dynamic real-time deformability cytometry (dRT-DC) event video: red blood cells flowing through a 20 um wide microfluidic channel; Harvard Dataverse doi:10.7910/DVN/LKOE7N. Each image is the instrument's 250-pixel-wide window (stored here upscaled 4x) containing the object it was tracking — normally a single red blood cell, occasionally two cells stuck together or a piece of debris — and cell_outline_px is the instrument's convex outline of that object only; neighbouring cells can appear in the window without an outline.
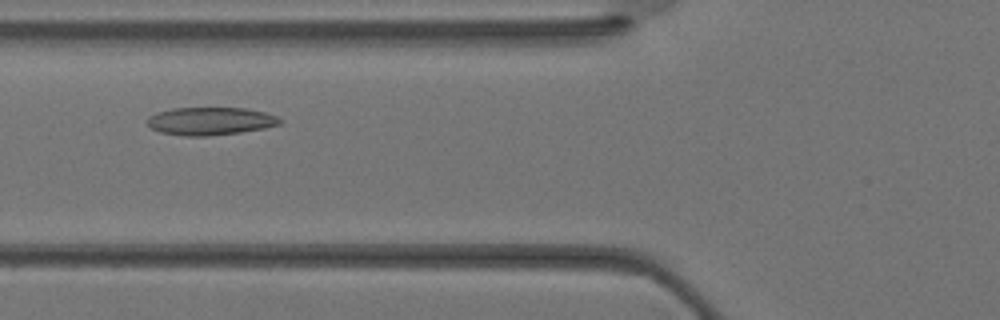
{"species": "Egyptian fruit bat (a non-hibernating species)", "species_latin": "Rousettus aegyptiacus", "temperature_condition": "warm", "stored_images_in_passage": 31, "camera_frame_rate_fps": 3000, "um_per_image_px": 0.085, "animal": {"sex": "female"}, "frame": {"image": 1, "passage_image": 9, "time_ms": 2.667, "image_size_px": [1000, 320], "cell_outline_px": [[280, 124], [264, 128], [240, 132], [208, 136], [184, 136], [160, 132], [152, 128], [148, 124], [148, 116], [156, 112], [172, 108], [244, 108], [264, 112], [276, 116], [280, 120]], "centroid_in_image_um": [17.84, 10.29], "position_along_channel_um": 108.0, "area_um2": 21.39}}
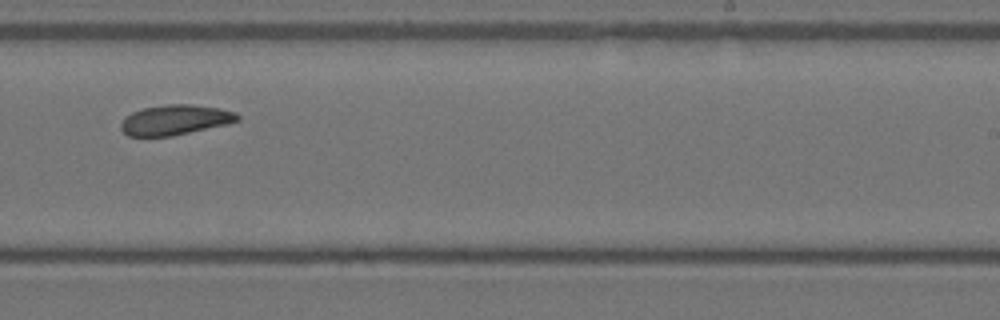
{"frame": {"image": 2, "passage_image": 18, "time_ms": 5.667, "image_size_px": [1000, 320], "cell_outline_px": [[240, 120], [224, 124], [172, 136], [128, 136], [120, 128], [120, 124], [124, 116], [132, 112], [144, 108], [164, 104], [192, 104], [220, 108], [236, 112], [240, 116]], "centroid_in_image_um": [14.85, 10.18], "position_along_channel_um": 274.1, "area_um2": 20.4}}
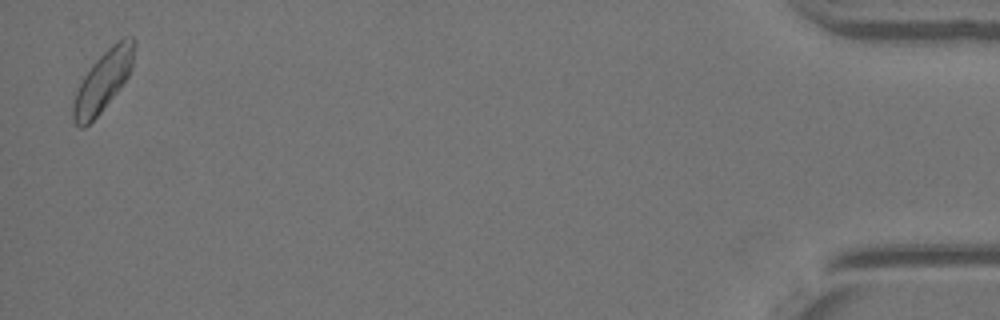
{"frame": {"image": 3, "passage_image": 31, "time_ms": 10.0, "image_size_px": [1000, 320], "cell_outline_px": [[136, 44], [132, 68], [128, 76], [120, 88], [100, 112], [84, 128], [80, 128], [72, 120], [72, 104], [76, 92], [84, 76], [92, 64], [116, 40], [124, 36], [132, 36], [136, 40]], "centroid_in_image_um": [8.78, 6.85], "position_along_channel_um": 426.4, "area_um2": 21.5}}